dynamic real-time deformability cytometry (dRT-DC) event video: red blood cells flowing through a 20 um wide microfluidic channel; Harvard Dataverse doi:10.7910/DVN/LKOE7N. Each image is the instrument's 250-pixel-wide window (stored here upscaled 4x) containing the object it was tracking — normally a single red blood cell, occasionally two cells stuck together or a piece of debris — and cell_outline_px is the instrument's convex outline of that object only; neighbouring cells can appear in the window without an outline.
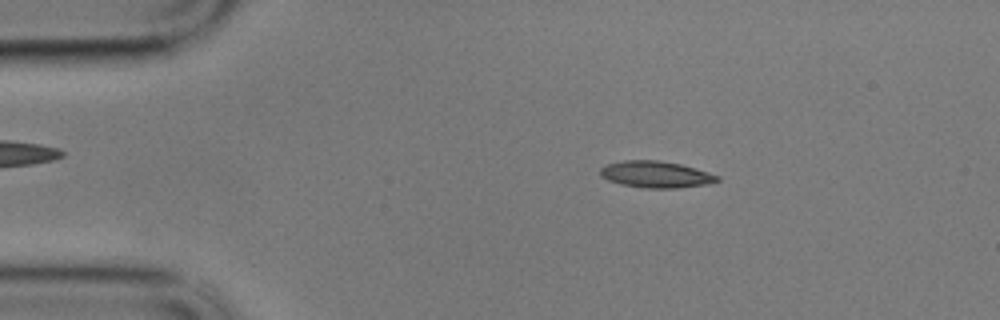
{"species": "common noctule bat (a hibernating species)", "species_latin": "Nyctalus noctula", "temperature_condition": "cold", "stored_images_in_passage": 57, "camera_frame_rate_fps": 3000, "um_per_image_px": 0.085, "animal": {"sex": "male", "body_mass_g": 17.9}, "frame": {"image": 1, "passage_image": 9, "time_ms": 2.667, "image_size_px": [1000, 320], "cell_outline_px": [[720, 180], [708, 184], [676, 188], [644, 188], [620, 184], [608, 180], [600, 176], [600, 168], [604, 164], [624, 160], [660, 160], [680, 164], [708, 172], [720, 176]], "centroid_in_image_um": [55.72, 14.82], "position_along_channel_um": 29.3, "area_um2": 18.26}}
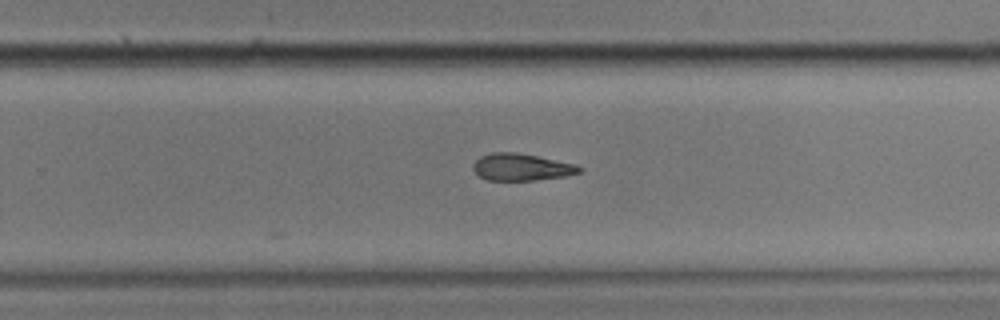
{"frame": {"image": 2, "passage_image": 36, "time_ms": 11.667, "image_size_px": [1000, 320], "cell_outline_px": [[584, 168], [580, 172], [568, 176], [536, 180], [488, 180], [480, 176], [472, 168], [472, 164], [480, 156], [492, 152], [516, 152], [576, 164]], "centroid_in_image_um": [44.34, 14.2], "position_along_channel_um": 285.5, "area_um2": 16.76}}
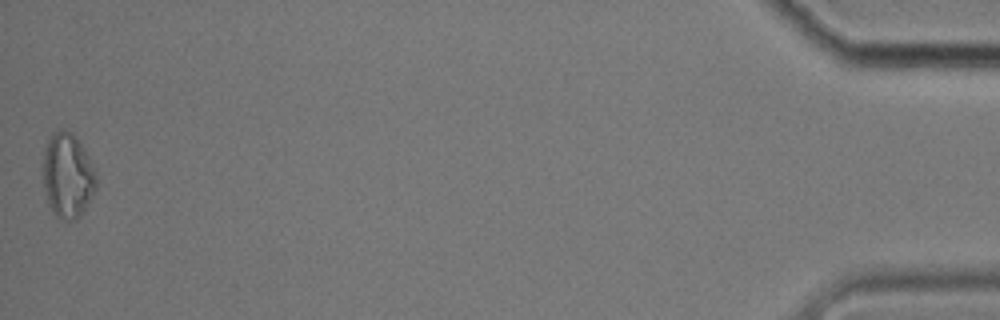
{"frame": {"image": 3, "passage_image": 57, "time_ms": 18.667, "image_size_px": [1000, 320], "cell_outline_px": [[96, 188], [80, 216], [76, 220], [60, 220], [56, 216], [48, 204], [44, 188], [44, 148], [48, 136], [52, 132], [60, 128], [64, 128], [72, 132], [76, 136], [84, 148], [96, 172]], "centroid_in_image_um": [5.74, 14.88], "position_along_channel_um": 429.5, "area_um2": 26.53}, "authors_computed_cell_mechanics": {"area_um2": 17.7446, "velocity_mm_per_s": 3.3955, "shape_relaxation_time_tau1_ms": null, "shape_relaxation_time_tau2_ms": 8.8649, "deformation_change_tau1": null, "deformation_change_tau2": 0.1856}}